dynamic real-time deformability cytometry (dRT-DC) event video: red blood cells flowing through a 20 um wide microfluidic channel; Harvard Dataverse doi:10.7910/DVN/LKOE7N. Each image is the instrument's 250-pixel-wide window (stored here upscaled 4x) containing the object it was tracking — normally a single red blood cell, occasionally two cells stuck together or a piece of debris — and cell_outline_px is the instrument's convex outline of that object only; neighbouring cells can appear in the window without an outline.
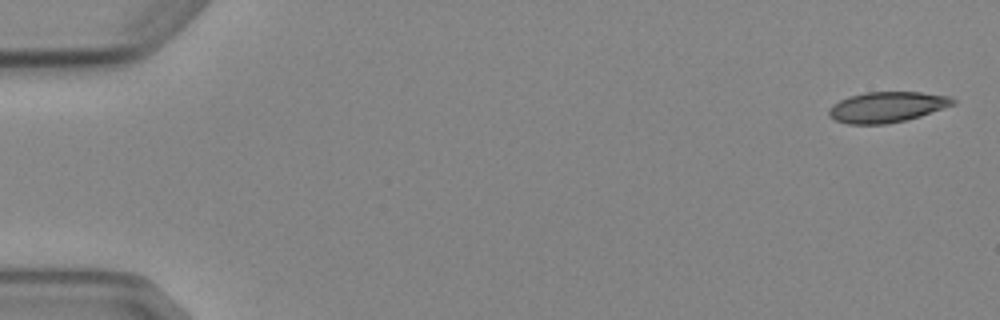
{"species": "Egyptian fruit bat (a non-hibernating species)", "species_latin": "Rousettus aegyptiacus", "temperature_condition": "cold", "stored_images_in_passage": 4, "camera_frame_rate_fps": 3000, "um_per_image_px": 0.085, "animal": {"sex": "female"}, "frame": {"image": 1, "passage_image": 1, "time_ms": 0.0, "image_size_px": [1000, 320], "cell_outline_px": [[956, 104], [920, 116], [904, 120], [884, 124], [848, 124], [836, 120], [828, 116], [828, 108], [832, 104], [848, 96], [864, 92], [920, 92], [952, 96], [956, 100]], "centroid_in_image_um": [75.39, 9.09], "position_along_channel_um": 9.6, "area_um2": 22.25}}
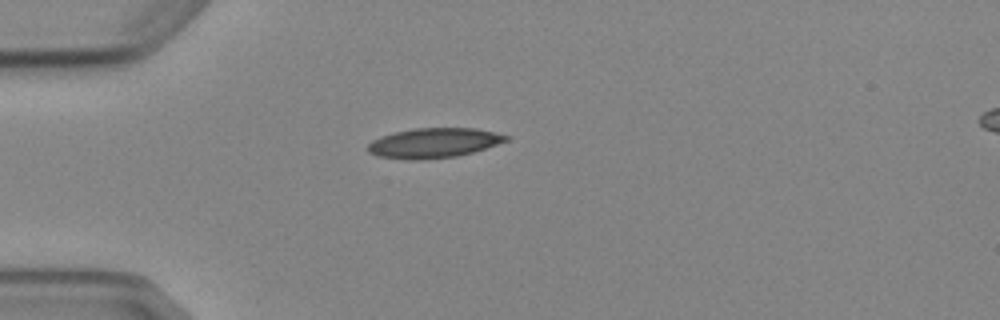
{"frame": {"image": 2, "passage_image": 4, "time_ms": 4.333, "image_size_px": [1000, 320], "cell_outline_px": [[512, 136], [508, 140], [472, 152], [456, 156], [424, 160], [404, 160], [376, 156], [368, 152], [368, 144], [372, 140], [380, 136], [396, 132], [416, 128], [476, 128]], "centroid_in_image_um": [36.84, 12.16], "position_along_channel_um": 48.2, "area_um2": 24.1}}